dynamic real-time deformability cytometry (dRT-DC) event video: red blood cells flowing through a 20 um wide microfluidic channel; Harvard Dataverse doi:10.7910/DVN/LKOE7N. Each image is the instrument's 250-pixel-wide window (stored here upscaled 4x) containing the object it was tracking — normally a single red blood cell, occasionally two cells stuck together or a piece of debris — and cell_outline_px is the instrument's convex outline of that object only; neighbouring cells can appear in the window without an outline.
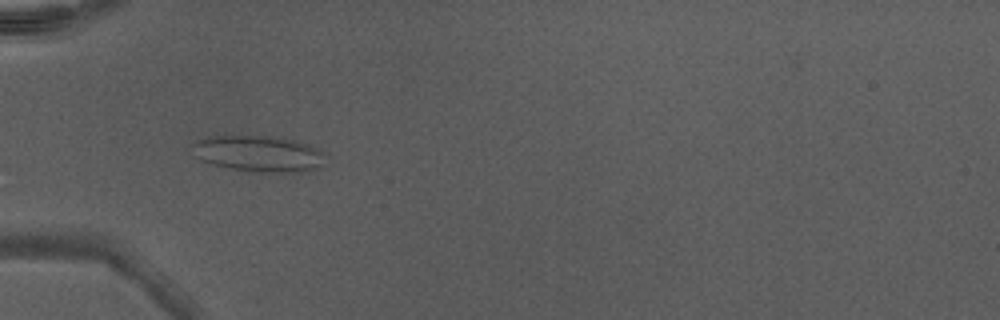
{"species": "Egyptian fruit bat (a non-hibernating species)", "species_latin": "Rousettus aegyptiacus", "temperature_condition": "warm", "stored_images_in_passage": 49, "camera_frame_rate_fps": 3000, "um_per_image_px": 0.085, "animal": {"sex": "male"}, "frame": {"image": 1, "passage_image": 17, "time_ms": 5.333, "image_size_px": [1000, 320], "cell_outline_px": [[324, 152], [320, 168], [308, 172], [248, 172], [212, 164], [200, 160], [192, 156], [192, 144], [196, 140], [208, 136], [224, 132], [272, 136], [292, 140], [308, 144]], "centroid_in_image_um": [21.87, 13.02], "position_along_channel_um": 63.1, "area_um2": 29.3}}
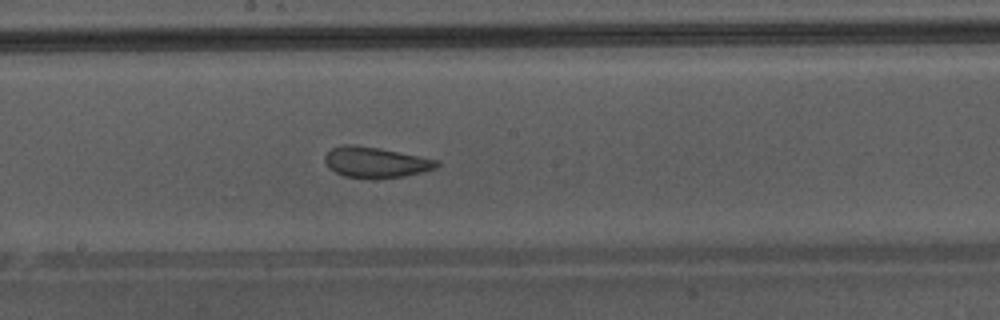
{"frame": {"image": 2, "passage_image": 28, "time_ms": 9.0, "image_size_px": [1000, 320], "cell_outline_px": [[440, 164], [436, 168], [424, 172], [404, 176], [344, 176], [328, 168], [324, 160], [324, 156], [332, 148], [344, 144], [352, 144], [376, 148], [440, 160]], "centroid_in_image_um": [31.94, 13.76], "position_along_channel_um": 216.3, "area_um2": 19.31}}
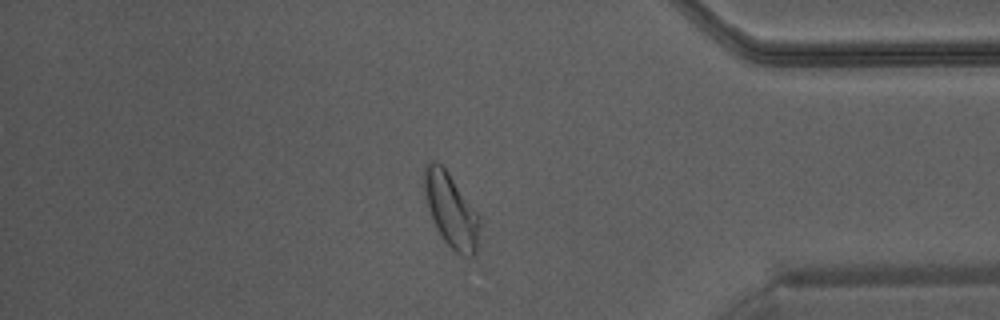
{"frame": {"image": 3, "passage_image": 42, "time_ms": 13.667, "image_size_px": [1000, 320], "cell_outline_px": [[480, 224], [476, 252], [472, 256], [464, 256], [456, 252], [444, 240], [436, 228], [432, 220], [428, 208], [424, 192], [424, 168], [432, 160], [436, 160], [448, 172], [480, 216]], "centroid_in_image_um": [38.34, 17.87], "position_along_channel_um": 396.9, "area_um2": 23.64}, "authors_computed_cell_mechanics": {"area_um2": 25.3164, "velocity_mm_per_s": 4.3429, "shape_relaxation_time_tau1_ms": null, "shape_relaxation_time_tau2_ms": 0.8524, "deformation_change_tau1": null, "deformation_change_tau2": 0.0771}}